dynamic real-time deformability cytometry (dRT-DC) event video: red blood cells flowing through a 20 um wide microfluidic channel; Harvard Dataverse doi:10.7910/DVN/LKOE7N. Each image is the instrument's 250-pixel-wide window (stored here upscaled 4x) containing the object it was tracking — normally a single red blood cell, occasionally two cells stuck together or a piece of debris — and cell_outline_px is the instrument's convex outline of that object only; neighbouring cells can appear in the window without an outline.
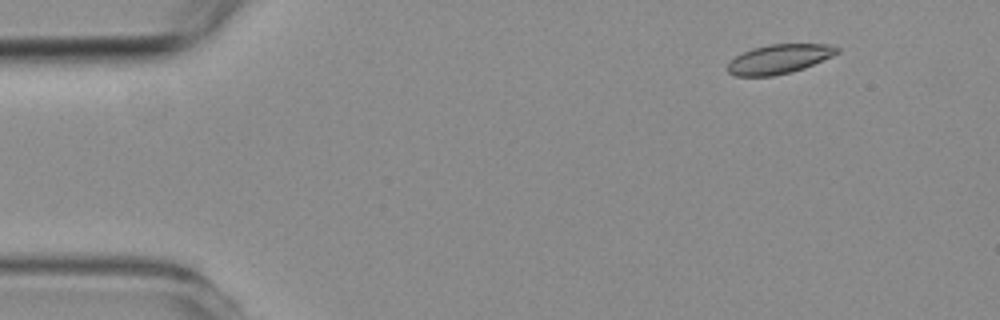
{"species": "common noctule bat (a hibernating species)", "species_latin": "Nyctalus noctula", "temperature_condition": "room temperature", "stored_images_in_passage": 3, "camera_frame_rate_fps": 3000, "um_per_image_px": 0.085, "animal": {"sex": "female", "body_mass_g": 19.3, "forearm_length_mm": 54.1}, "frame": {"image": 1, "passage_image": 2, "time_ms": 1.333, "image_size_px": [1000, 320], "cell_outline_px": [[840, 52], [832, 56], [804, 68], [792, 72], [772, 76], [736, 76], [728, 72], [728, 64], [736, 56], [752, 48], [772, 44], [828, 44], [840, 48]], "centroid_in_image_um": [66.25, 5.02], "position_along_channel_um": 18.8, "area_um2": 18.55}}